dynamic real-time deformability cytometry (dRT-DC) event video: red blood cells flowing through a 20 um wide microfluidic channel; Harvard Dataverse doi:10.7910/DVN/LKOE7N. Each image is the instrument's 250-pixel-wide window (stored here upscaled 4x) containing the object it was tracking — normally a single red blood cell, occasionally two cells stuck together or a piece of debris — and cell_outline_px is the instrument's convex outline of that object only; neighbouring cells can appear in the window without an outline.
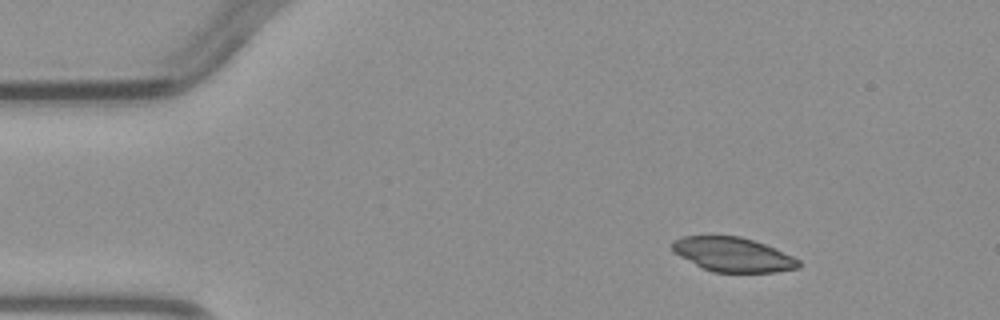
{"species": "common noctule bat (a hibernating species)", "species_latin": "Nyctalus noctula", "temperature_condition": "warm", "stored_images_in_passage": 3, "camera_frame_rate_fps": 3000, "um_per_image_px": 0.085, "animal": {"sex": "male", "body_mass_g": 23.1, "forearm_length_mm": 52.7}, "frame": {"image": 1, "passage_image": 1, "time_ms": 0.0, "image_size_px": [1000, 320], "cell_outline_px": [[800, 268], [776, 272], [712, 272], [672, 252], [672, 240], [684, 236], [740, 236], [776, 248], [800, 260]], "centroid_in_image_um": [62.31, 21.63], "position_along_channel_um": 22.7, "area_um2": 25.2}}